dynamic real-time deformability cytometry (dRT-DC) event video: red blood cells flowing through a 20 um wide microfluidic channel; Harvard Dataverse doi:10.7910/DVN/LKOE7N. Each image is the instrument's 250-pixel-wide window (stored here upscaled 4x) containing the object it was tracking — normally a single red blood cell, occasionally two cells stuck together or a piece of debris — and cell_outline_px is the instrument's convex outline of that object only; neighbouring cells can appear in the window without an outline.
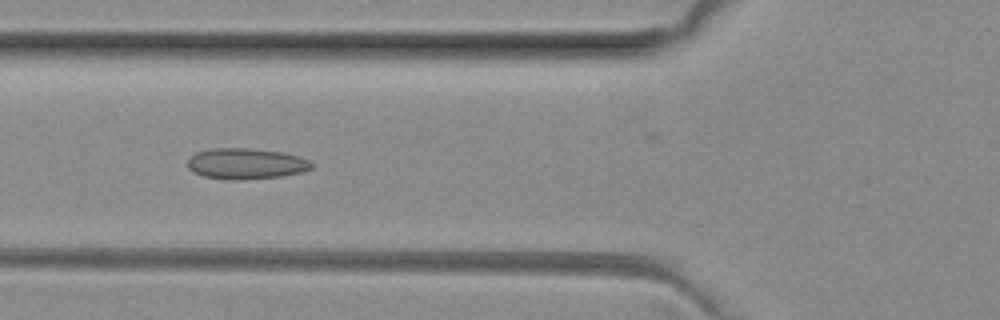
{"species": "common noctule bat (a hibernating species)", "species_latin": "Nyctalus noctula", "temperature_condition": "room temperature", "stored_images_in_passage": 50, "camera_frame_rate_fps": 3000, "um_per_image_px": 0.085, "animal": {"sex": "female", "body_mass_g": 29.2, "forearm_length_mm": 56.3}, "frame": {"image": 1, "passage_image": 18, "time_ms": 5.667, "image_size_px": [1000, 320], "cell_outline_px": [[312, 168], [300, 172], [280, 176], [240, 180], [228, 180], [204, 176], [192, 172], [188, 168], [188, 160], [196, 152], [208, 148], [248, 148], [280, 152], [300, 156], [308, 160], [312, 164]], "centroid_in_image_um": [20.87, 13.91], "position_along_channel_um": 104.9, "area_um2": 22.25}}
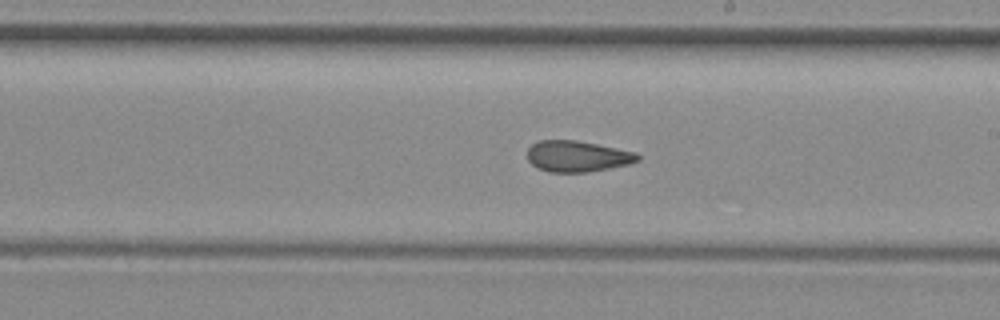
{"frame": {"image": 2, "passage_image": 28, "time_ms": 9.0, "image_size_px": [1000, 320], "cell_outline_px": [[640, 160], [628, 164], [588, 172], [548, 172], [536, 168], [528, 160], [528, 148], [532, 144], [540, 140], [576, 140], [636, 152], [640, 156]], "centroid_in_image_um": [49.06, 13.29], "position_along_channel_um": 239.9, "area_um2": 19.94}}
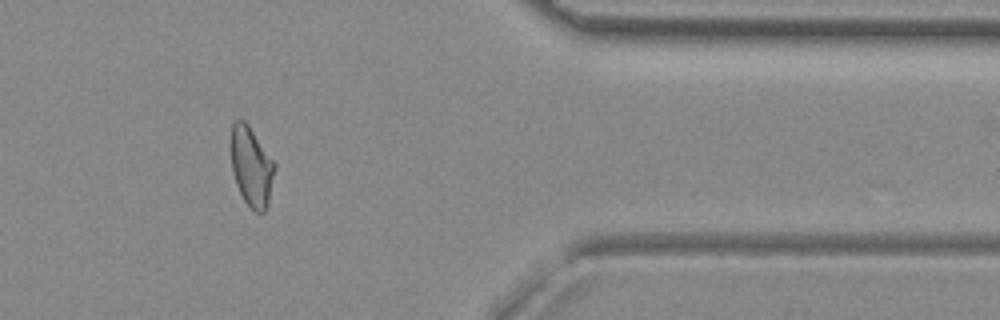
{"frame": {"image": 3, "passage_image": 41, "time_ms": 13.333, "image_size_px": [1000, 320], "cell_outline_px": [[276, 168], [268, 204], [264, 212], [256, 212], [244, 200], [236, 184], [232, 172], [228, 144], [228, 140], [232, 124], [236, 120], [244, 120], [248, 124], [276, 164]], "centroid_in_image_um": [21.33, 14.11], "position_along_channel_um": 390.1, "area_um2": 20.75}, "authors_computed_cell_mechanics": {"area_um2": 21.097, "velocity_mm_per_s": 4.0559, "shape_relaxation_time_tau1_ms": null, "shape_relaxation_time_tau2_ms": 2.3289, "deformation_change_tau1": null, "deformation_change_tau2": 0.0913}}